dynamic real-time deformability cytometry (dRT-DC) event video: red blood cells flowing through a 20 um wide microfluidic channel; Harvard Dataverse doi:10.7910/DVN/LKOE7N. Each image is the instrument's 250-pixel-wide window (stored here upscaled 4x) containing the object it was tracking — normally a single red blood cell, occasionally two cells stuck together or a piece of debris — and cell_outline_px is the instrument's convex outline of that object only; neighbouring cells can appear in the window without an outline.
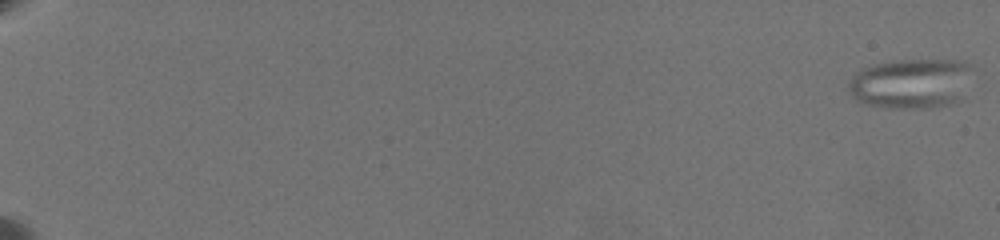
{"species": "common noctule bat (a hibernating species)", "species_latin": "Nyctalus noctula", "temperature_condition": "warm", "stored_images_in_passage": 56, "camera_frame_rate_fps": 3000, "um_per_image_px": 0.085, "animal": {"sex": "female", "body_mass_g": 19.5, "forearm_length_mm": 54.1}, "frame": {"image": 1, "passage_image": 1, "time_ms": 0.0, "image_size_px": [1000, 240], "cell_outline_px": [[972, 68], [956, 100], [948, 104], [932, 108], [888, 108], [868, 104], [856, 100], [848, 92], [848, 84], [852, 76], [860, 68], [876, 64], [900, 60], [964, 60], [972, 64]], "centroid_in_image_um": [77.36, 7.08], "position_along_channel_um": 7.6, "area_um2": 35.72}}
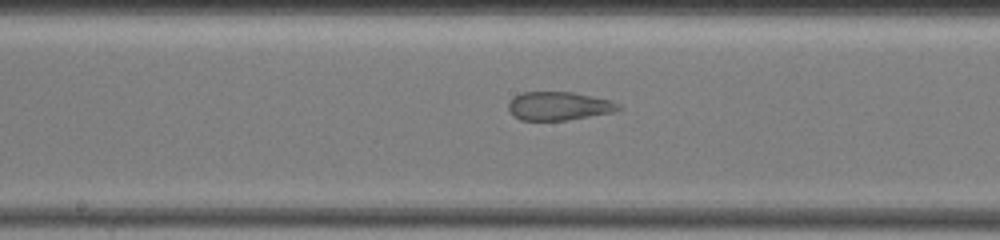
{"frame": {"image": 2, "passage_image": 37, "time_ms": 12.333, "image_size_px": [1000, 240], "cell_outline_px": [[624, 108], [612, 112], [568, 120], [520, 120], [508, 108], [508, 104], [520, 92], [572, 92], [612, 100], [620, 104]], "centroid_in_image_um": [47.55, 9.0], "position_along_channel_um": 200.6, "area_um2": 18.15}}
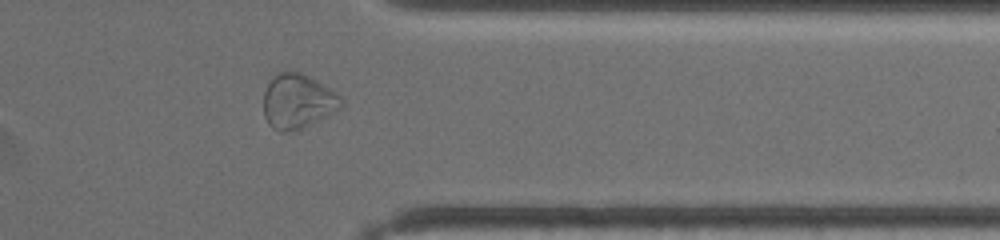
{"frame": {"image": 3, "passage_image": 52, "time_ms": 17.667, "image_size_px": [1000, 240], "cell_outline_px": [[344, 104], [340, 108], [300, 128], [288, 132], [280, 132], [272, 128], [268, 124], [264, 116], [264, 92], [268, 84], [276, 72], [300, 72], [324, 84], [336, 92], [344, 100]], "centroid_in_image_um": [25.29, 8.6], "position_along_channel_um": 386.1, "area_um2": 24.45}, "authors_computed_cell_mechanics": {"area_um2": 26.9926, "velocity_mm_per_s": 3.5283, "shape_relaxation_time_tau1_ms": null, "shape_relaxation_time_tau2_ms": 1.0698, "deformation_change_tau1": null, "deformation_change_tau2": 0.0905}}